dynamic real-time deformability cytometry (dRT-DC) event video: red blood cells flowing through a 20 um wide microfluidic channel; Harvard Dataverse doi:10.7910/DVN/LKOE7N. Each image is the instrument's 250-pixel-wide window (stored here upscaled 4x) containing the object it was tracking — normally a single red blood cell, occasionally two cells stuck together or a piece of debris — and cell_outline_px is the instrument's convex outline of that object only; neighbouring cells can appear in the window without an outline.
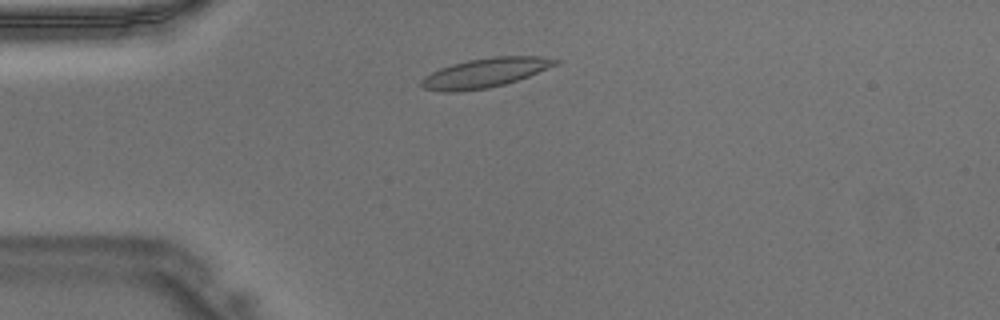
{"species": "Egyptian fruit bat (a non-hibernating species)", "species_latin": "Rousettus aegyptiacus", "temperature_condition": "warm", "stored_images_in_passage": 41, "camera_frame_rate_fps": 3000, "um_per_image_px": 0.085, "animal": {"sex": "male"}, "frame": {"image": 1, "passage_image": 6, "time_ms": 1.667, "image_size_px": [1000, 320], "cell_outline_px": [[564, 60], [560, 64], [528, 76], [504, 84], [488, 88], [456, 92], [440, 92], [424, 88], [420, 84], [420, 80], [424, 76], [440, 68], [452, 64], [468, 60], [492, 56], [540, 56]], "centroid_in_image_um": [41.26, 6.18], "position_along_channel_um": 43.7, "area_um2": 23.12}}
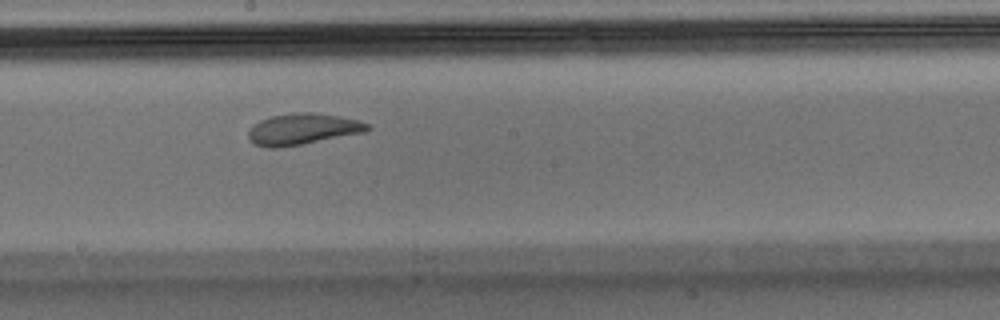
{"frame": {"image": 2, "passage_image": 20, "time_ms": 6.333, "image_size_px": [1000, 320], "cell_outline_px": [[372, 128], [364, 132], [304, 144], [276, 148], [268, 148], [256, 144], [248, 140], [248, 132], [252, 124], [260, 120], [272, 116], [296, 112], [312, 112], [336, 116], [356, 120], [368, 124]], "centroid_in_image_um": [25.68, 10.98], "position_along_channel_um": 222.5, "area_um2": 21.56}}
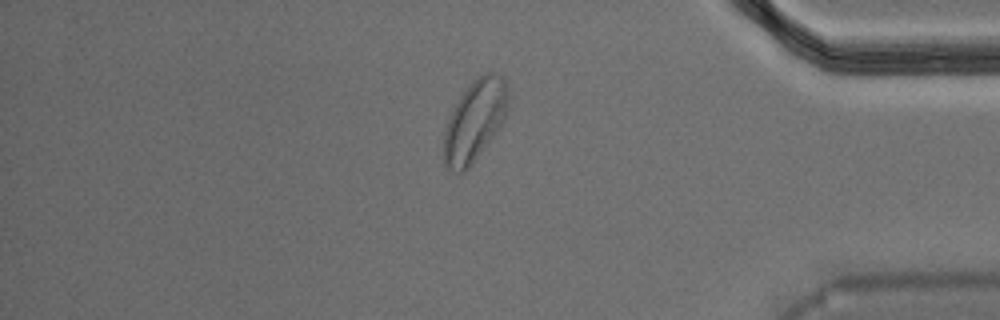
{"frame": {"image": 3, "passage_image": 34, "time_ms": 11.0, "image_size_px": [1000, 320], "cell_outline_px": [[508, 108], [504, 120], [500, 128], [472, 164], [460, 176], [448, 168], [444, 164], [444, 132], [448, 120], [460, 96], [484, 72], [496, 72], [504, 80], [508, 88]], "centroid_in_image_um": [40.37, 10.3], "position_along_channel_um": 394.8, "area_um2": 30.23}}